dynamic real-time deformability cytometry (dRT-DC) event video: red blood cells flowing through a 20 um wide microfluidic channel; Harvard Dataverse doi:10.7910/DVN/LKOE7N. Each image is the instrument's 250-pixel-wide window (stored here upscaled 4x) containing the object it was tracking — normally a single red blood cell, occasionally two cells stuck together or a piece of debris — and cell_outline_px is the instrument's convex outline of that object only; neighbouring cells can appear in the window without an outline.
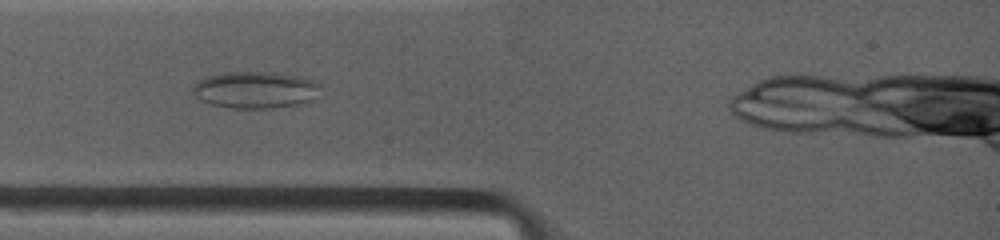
{"species": "common noctule bat (a hibernating species)", "species_latin": "Nyctalus noctula", "temperature_condition": "warm", "stored_images_in_passage": 4, "camera_frame_rate_fps": 4500, "um_per_image_px": 0.085, "animal": {"sex": "female", "body_mass_g": 19.0, "forearm_length_mm": 53.3}, "frame": {"image": 1, "passage_image": 2, "time_ms": 0.889, "image_size_px": [1000, 240], "cell_outline_px": [[320, 84], [312, 100], [300, 104], [272, 108], [232, 108], [212, 104], [196, 96], [192, 88], [200, 80], [232, 72], [268, 72], [296, 76], [312, 80]], "centroid_in_image_um": [21.74, 7.66], "position_along_channel_um": 63.3, "area_um2": 26.47}}